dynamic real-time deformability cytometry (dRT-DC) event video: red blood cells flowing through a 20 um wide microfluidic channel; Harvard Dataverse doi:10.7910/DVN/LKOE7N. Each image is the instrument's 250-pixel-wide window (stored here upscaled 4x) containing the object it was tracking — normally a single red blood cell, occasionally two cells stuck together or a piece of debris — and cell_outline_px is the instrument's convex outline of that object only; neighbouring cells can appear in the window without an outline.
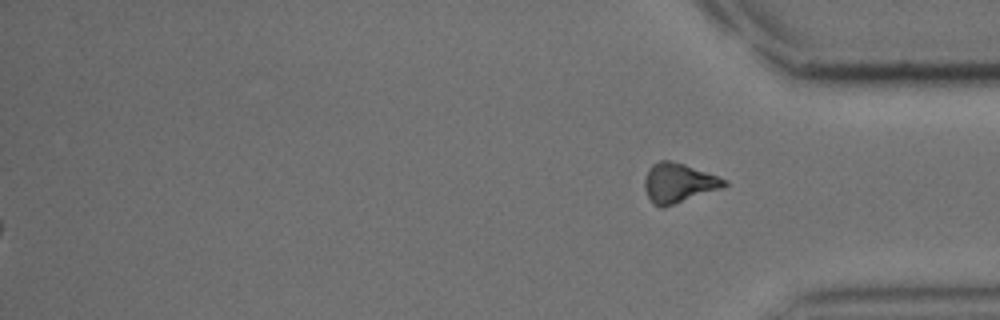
{"species": "common noctule bat (a hibernating species)", "species_latin": "Nyctalus noctula", "temperature_condition": "cold", "stored_images_in_passage": 49, "segment_of_instrument_passage": [2, 2], "camera_frame_rate_fps": 3000, "um_per_image_px": 0.085, "animal": {"sex": "male", "body_mass_g": 15.6}, "frame": {"image": 1, "passage_image": 49, "time_ms": 16.0, "image_size_px": [1000, 320], "cell_outline_px": [[728, 184], [720, 188], [664, 208], [660, 208], [652, 204], [644, 188], [644, 180], [648, 168], [652, 164], [660, 160], [668, 160], [684, 164], [728, 180]], "centroid_in_image_um": [57.63, 15.56], "position_along_channel_um": 377.6, "area_um2": 18.26}}